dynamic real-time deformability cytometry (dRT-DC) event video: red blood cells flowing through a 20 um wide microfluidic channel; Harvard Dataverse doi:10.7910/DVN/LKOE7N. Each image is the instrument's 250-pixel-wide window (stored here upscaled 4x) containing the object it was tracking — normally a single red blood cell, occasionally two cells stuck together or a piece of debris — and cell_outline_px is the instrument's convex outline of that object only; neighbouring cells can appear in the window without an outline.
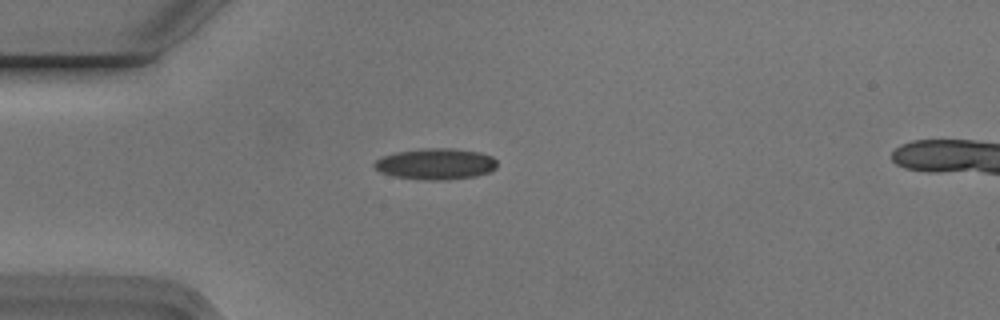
{"species": "Egyptian fruit bat (a non-hibernating species)", "species_latin": "Rousettus aegyptiacus", "temperature_condition": "cold", "stored_images_in_passage": 3, "camera_frame_rate_fps": 3000, "um_per_image_px": 0.085, "animal": {"sex": "male"}, "frame": {"image": 1, "passage_image": 1, "time_ms": 0.0, "image_size_px": [1000, 320], "cell_outline_px": [[496, 168], [492, 172], [476, 176], [444, 180], [424, 180], [392, 176], [380, 172], [372, 164], [380, 156], [396, 152], [424, 148], [452, 148], [480, 152], [492, 156], [496, 160]], "centroid_in_image_um": [37.03, 13.93], "position_along_channel_um": 48.0, "area_um2": 22.54}}